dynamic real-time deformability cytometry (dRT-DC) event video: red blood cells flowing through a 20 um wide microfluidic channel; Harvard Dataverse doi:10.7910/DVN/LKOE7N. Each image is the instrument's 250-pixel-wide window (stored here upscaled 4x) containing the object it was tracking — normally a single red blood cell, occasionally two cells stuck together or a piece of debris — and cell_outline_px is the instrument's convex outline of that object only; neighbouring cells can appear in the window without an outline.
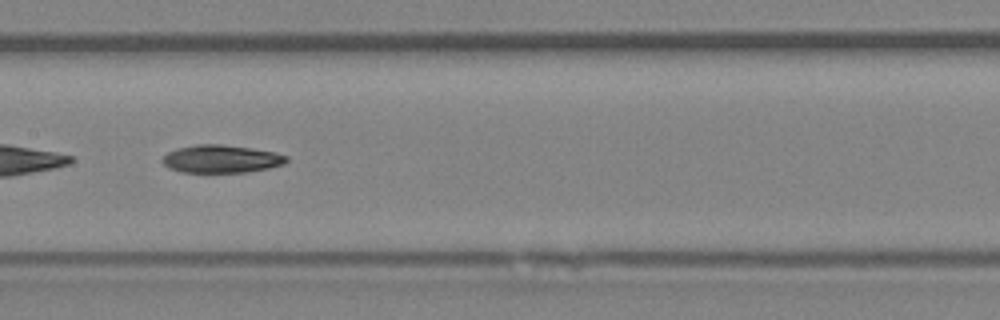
{"species": "Egyptian fruit bat (a non-hibernating species)", "species_latin": "Rousettus aegyptiacus", "temperature_condition": "room temperature", "stored_images_in_passage": 36, "camera_frame_rate_fps": 3000, "um_per_image_px": 0.085, "animal": {"sex": "female"}, "frame": {"image": 1, "passage_image": 11, "time_ms": 3.333, "image_size_px": [1000, 320], "cell_outline_px": [[288, 160], [284, 164], [268, 168], [248, 172], [180, 172], [168, 168], [160, 160], [168, 152], [176, 148], [196, 144], [220, 144], [252, 148], [276, 152], [288, 156]], "centroid_in_image_um": [18.8, 13.5], "position_along_channel_um": 188.6, "area_um2": 20.29}}
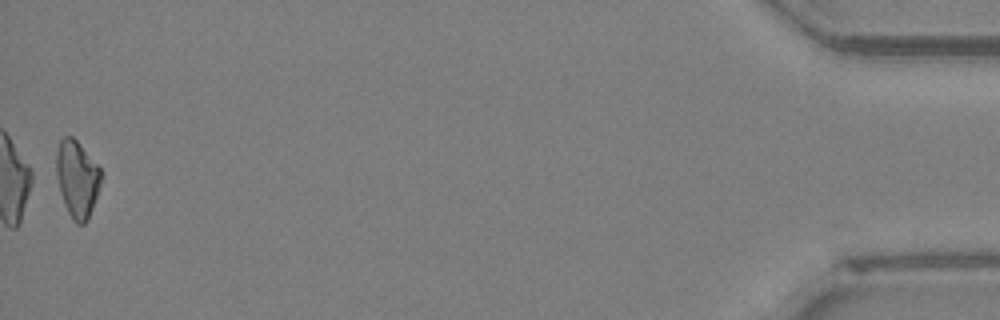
{"frame": {"image": 2, "passage_image": 36, "time_ms": 11.667, "image_size_px": [1000, 320], "cell_outline_px": [[100, 184], [88, 220], [84, 224], [76, 224], [72, 220], [64, 204], [60, 192], [56, 176], [56, 152], [60, 140], [64, 136], [72, 136], [80, 144], [100, 168]], "centroid_in_image_um": [6.53, 15.21], "position_along_channel_um": 428.7, "area_um2": 19.88}, "authors_computed_cell_mechanics": {"area_um2": 20.23, "velocity_mm_per_s": 4.039, "shape_relaxation_time_tau1_ms": 4.0641, "shape_relaxation_time_tau2_ms": null, "deformation_change_tau1": 0.1145, "deformation_change_tau2": null}}